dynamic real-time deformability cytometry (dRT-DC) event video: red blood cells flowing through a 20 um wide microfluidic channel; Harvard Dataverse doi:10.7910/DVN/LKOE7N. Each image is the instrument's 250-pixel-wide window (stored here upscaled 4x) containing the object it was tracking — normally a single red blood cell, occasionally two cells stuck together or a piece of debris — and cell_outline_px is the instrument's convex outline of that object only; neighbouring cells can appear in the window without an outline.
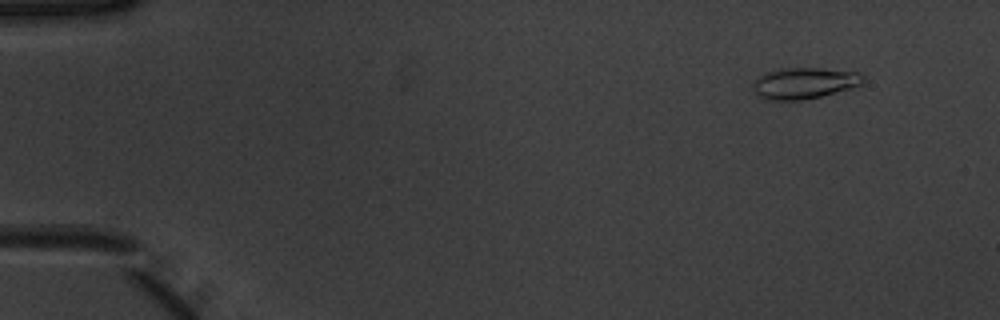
{"species": "common noctule bat (a hibernating species)", "species_latin": "Nyctalus noctula", "temperature_condition": "warm", "stored_images_in_passage": 44, "camera_frame_rate_fps": 3000, "um_per_image_px": 0.085, "animal": {"sex": "male", "body_mass_g": 20.1, "forearm_length_mm": 53.5}, "frame": {"image": 1, "passage_image": 2, "time_ms": 0.333, "image_size_px": [1000, 320], "cell_outline_px": [[864, 84], [852, 88], [804, 100], [764, 100], [756, 96], [752, 88], [752, 84], [764, 72], [780, 68], [820, 68], [860, 72], [864, 76]], "centroid_in_image_um": [68.35, 7.07], "position_along_channel_um": 16.7, "area_um2": 20.4}}
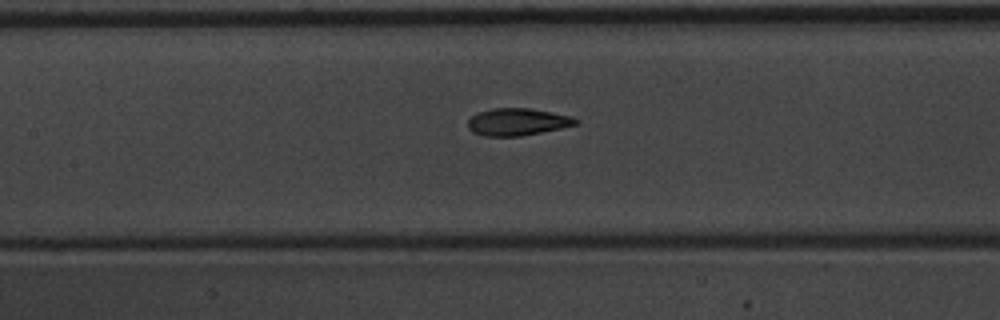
{"frame": {"image": 2, "passage_image": 22, "time_ms": 7.0, "image_size_px": [1000, 320], "cell_outline_px": [[580, 124], [520, 136], [484, 136], [472, 132], [468, 128], [468, 120], [476, 112], [492, 108], [532, 108], [572, 116], [580, 120]], "centroid_in_image_um": [43.99, 10.35], "position_along_channel_um": 163.4, "area_um2": 17.28}}
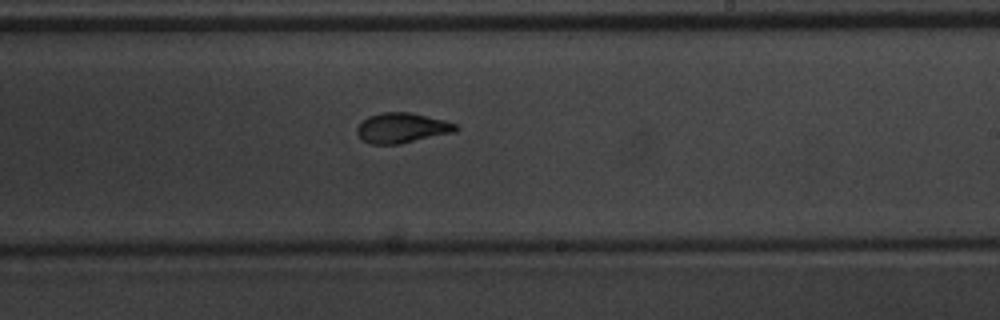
{"frame": {"image": 3, "passage_image": 29, "time_ms": 9.333, "image_size_px": [1000, 320], "cell_outline_px": [[460, 128], [456, 132], [400, 144], [368, 144], [356, 132], [356, 128], [368, 116], [380, 112], [412, 112], [444, 120], [456, 124]], "centroid_in_image_um": [34.19, 10.87], "position_along_channel_um": 254.8, "area_um2": 17.46}, "authors_computed_cell_mechanics": {"area_um2": 17.6001, "velocity_mm_per_s": 3.9258, "shape_relaxation_time_tau1_ms": 3.1547, "shape_relaxation_time_tau2_ms": 1.5018, "deformation_change_tau1": 0.1644, "deformation_change_tau2": 0.0766}}